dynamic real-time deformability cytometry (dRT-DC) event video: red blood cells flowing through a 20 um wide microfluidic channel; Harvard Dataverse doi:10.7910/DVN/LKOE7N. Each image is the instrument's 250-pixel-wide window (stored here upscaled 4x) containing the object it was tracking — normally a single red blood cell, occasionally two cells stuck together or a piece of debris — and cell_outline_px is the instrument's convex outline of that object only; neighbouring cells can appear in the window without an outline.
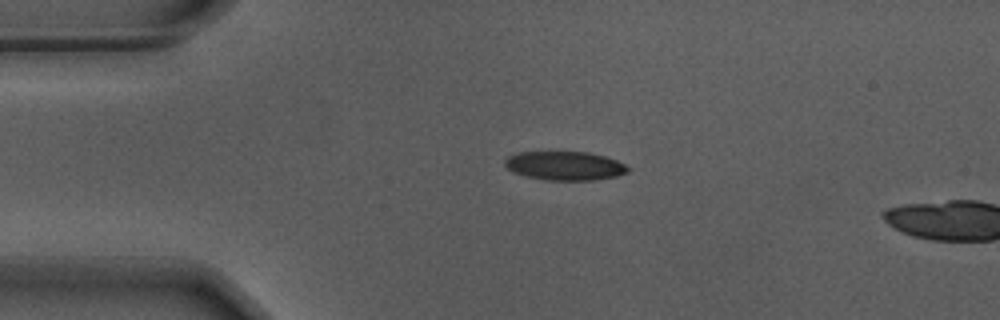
{"species": "Egyptian fruit bat (a non-hibernating species)", "species_latin": "Rousettus aegyptiacus", "temperature_condition": "warm", "stored_images_in_passage": 4, "camera_frame_rate_fps": 3000, "um_per_image_px": 0.085, "animal": {"sex": "male"}, "frame": {"image": 1, "passage_image": 1, "time_ms": 0.0, "image_size_px": [1000, 320], "cell_outline_px": [[632, 168], [628, 172], [616, 176], [592, 180], [548, 180], [528, 176], [516, 172], [508, 168], [504, 164], [504, 160], [508, 156], [520, 152], [588, 152], [604, 156], [616, 160]], "centroid_in_image_um": [48.05, 14.08], "position_along_channel_um": 37.0, "area_um2": 20.46}}